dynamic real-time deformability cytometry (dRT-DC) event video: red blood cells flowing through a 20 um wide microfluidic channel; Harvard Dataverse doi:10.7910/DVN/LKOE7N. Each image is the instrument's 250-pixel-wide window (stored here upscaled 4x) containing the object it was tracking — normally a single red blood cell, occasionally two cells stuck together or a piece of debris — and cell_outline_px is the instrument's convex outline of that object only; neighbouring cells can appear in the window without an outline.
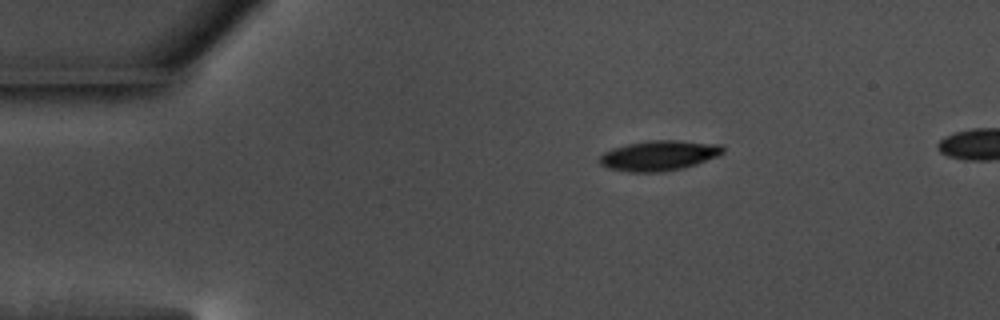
{"species": "common noctule bat (a hibernating species)", "species_latin": "Nyctalus noctula", "temperature_condition": "warm", "stored_images_in_passage": 46, "camera_frame_rate_fps": 3000, "um_per_image_px": 0.085, "animal": {"sex": "male", "body_mass_g": 17.5, "forearm_length_mm": 52.3}, "frame": {"image": 1, "passage_image": 1, "time_ms": 0.0, "image_size_px": [1000, 320], "cell_outline_px": [[724, 152], [716, 156], [696, 164], [680, 168], [660, 172], [628, 172], [608, 168], [600, 164], [596, 160], [604, 152], [612, 148], [628, 144], [648, 140], [680, 140], [724, 144]], "centroid_in_image_um": [55.99, 13.21], "position_along_channel_um": 29.0, "area_um2": 21.79}}
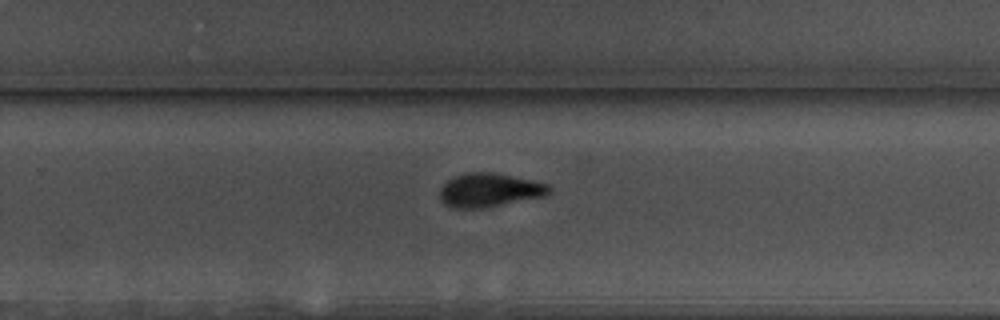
{"frame": {"image": 2, "passage_image": 27, "time_ms": 8.667, "image_size_px": [1000, 320], "cell_outline_px": [[552, 192], [544, 196], [488, 208], [452, 208], [444, 204], [440, 200], [440, 188], [452, 176], [468, 172], [492, 172], [532, 180], [548, 184], [552, 188]], "centroid_in_image_um": [41.6, 16.17], "position_along_channel_um": 288.2, "area_um2": 21.79}}
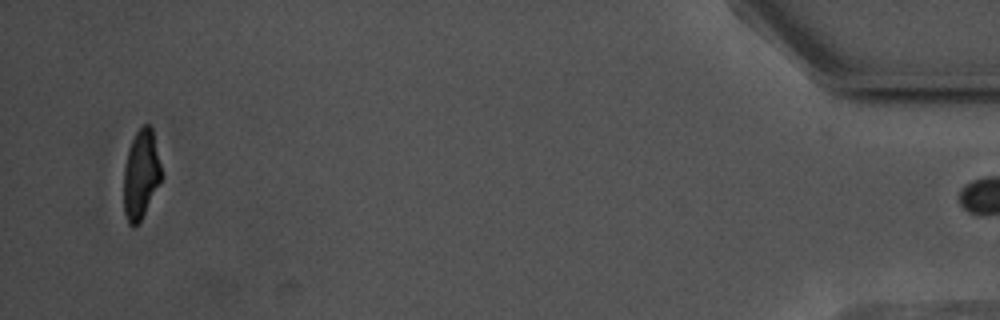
{"frame": {"image": 3, "passage_image": 45, "time_ms": 14.667, "image_size_px": [1000, 320], "cell_outline_px": [[164, 176], [140, 220], [132, 228], [128, 224], [124, 212], [124, 168], [128, 148], [136, 132], [144, 124], [148, 124], [152, 128]], "centroid_in_image_um": [11.99, 14.81], "position_along_channel_um": 423.2, "area_um2": 19.65}}